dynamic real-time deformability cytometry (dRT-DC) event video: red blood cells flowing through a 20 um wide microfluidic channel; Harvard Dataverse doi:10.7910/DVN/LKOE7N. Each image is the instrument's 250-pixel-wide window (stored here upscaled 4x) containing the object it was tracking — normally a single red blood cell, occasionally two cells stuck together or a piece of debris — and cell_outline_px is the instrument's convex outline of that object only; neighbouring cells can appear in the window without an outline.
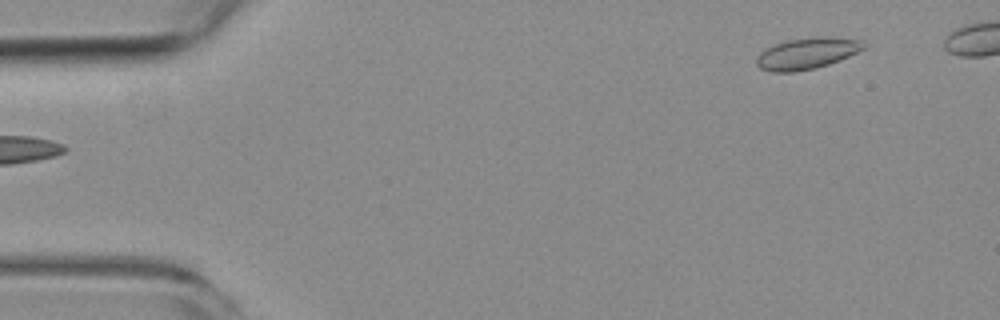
{"species": "common noctule bat (a hibernating species)", "species_latin": "Nyctalus noctula", "temperature_condition": "room temperature", "stored_images_in_passage": 4, "segment_of_instrument_passage": [2, 2], "camera_frame_rate_fps": 3000, "um_per_image_px": 0.085, "animal": {"sex": "female", "body_mass_g": 19.3, "forearm_length_mm": 54.1}, "frame": {"image": 1, "passage_image": 4, "time_ms": 5.0, "image_size_px": [1000, 320], "cell_outline_px": [[868, 44], [864, 48], [848, 56], [828, 64], [816, 68], [792, 72], [772, 72], [760, 68], [756, 64], [756, 56], [760, 52], [776, 44], [788, 40], [820, 36], [828, 36], [864, 40]], "centroid_in_image_um": [68.61, 4.53], "position_along_channel_um": 16.4, "area_um2": 19.54}}